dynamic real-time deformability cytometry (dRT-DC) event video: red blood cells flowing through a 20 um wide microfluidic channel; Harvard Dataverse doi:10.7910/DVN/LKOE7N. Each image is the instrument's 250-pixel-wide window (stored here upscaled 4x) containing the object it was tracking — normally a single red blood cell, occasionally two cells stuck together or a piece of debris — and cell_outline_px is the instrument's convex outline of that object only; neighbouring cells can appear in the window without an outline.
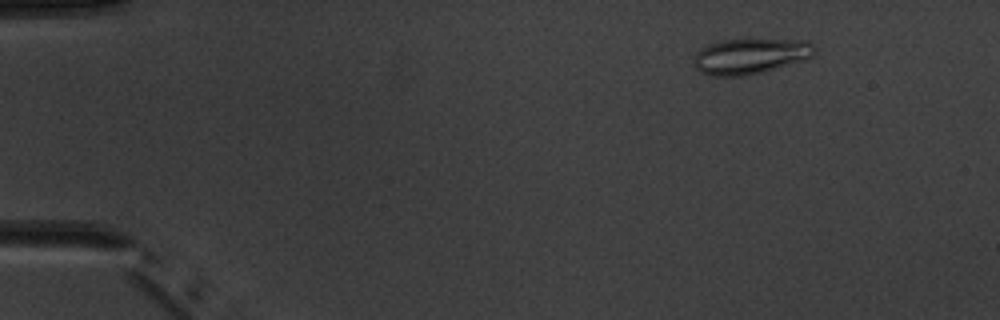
{"species": "common noctule bat (a hibernating species)", "species_latin": "Nyctalus noctula", "temperature_condition": "warm", "stored_images_in_passage": 6, "camera_frame_rate_fps": 3000, "um_per_image_px": 0.085, "animal": {"sex": "male", "body_mass_g": 20.1, "forearm_length_mm": 53.5}, "frame": {"image": 1, "passage_image": 2, "time_ms": 1.0, "image_size_px": [1000, 320], "cell_outline_px": [[816, 52], [812, 56], [804, 60], [764, 72], [744, 76], [712, 76], [700, 72], [696, 68], [692, 60], [696, 52], [700, 48], [708, 44], [720, 40], [756, 36], [808, 40], [816, 48]], "centroid_in_image_um": [63.8, 4.71], "position_along_channel_um": 21.2, "area_um2": 26.47}}
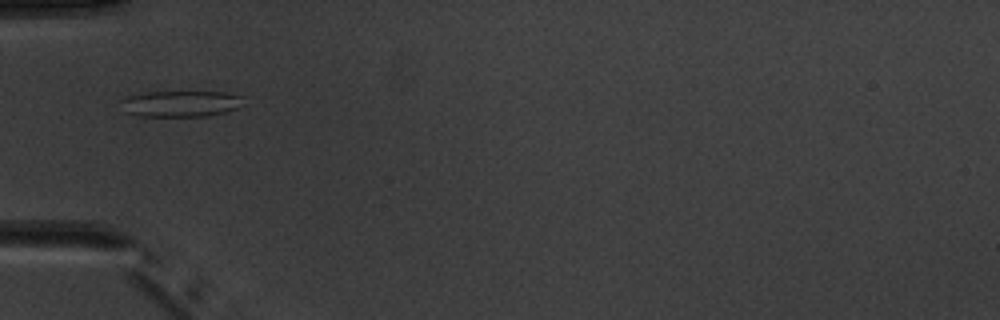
{"frame": {"image": 2, "passage_image": 5, "time_ms": 4.667, "image_size_px": [1000, 320], "cell_outline_px": [[244, 96], [236, 108], [224, 112], [208, 116], [140, 116], [124, 112], [120, 100], [128, 96], [144, 92], [224, 92]], "centroid_in_image_um": [15.3, 8.81], "position_along_channel_um": 69.7, "area_um2": 18.55}}
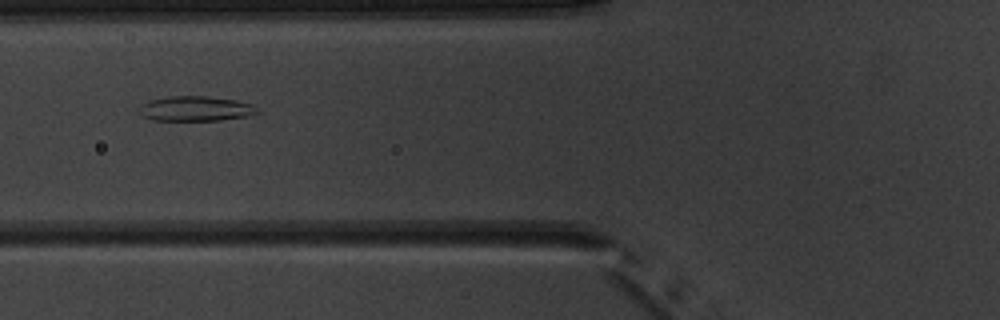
{"frame": {"image": 3, "passage_image": 6, "time_ms": 5.667, "image_size_px": [1000, 320], "cell_outline_px": [[260, 112], [248, 116], [220, 120], [152, 120], [140, 116], [136, 108], [140, 104], [148, 100], [168, 96], [208, 96], [232, 100], [252, 104]], "centroid_in_image_um": [16.52, 9.23], "position_along_channel_um": 109.3, "area_um2": 17.34}}